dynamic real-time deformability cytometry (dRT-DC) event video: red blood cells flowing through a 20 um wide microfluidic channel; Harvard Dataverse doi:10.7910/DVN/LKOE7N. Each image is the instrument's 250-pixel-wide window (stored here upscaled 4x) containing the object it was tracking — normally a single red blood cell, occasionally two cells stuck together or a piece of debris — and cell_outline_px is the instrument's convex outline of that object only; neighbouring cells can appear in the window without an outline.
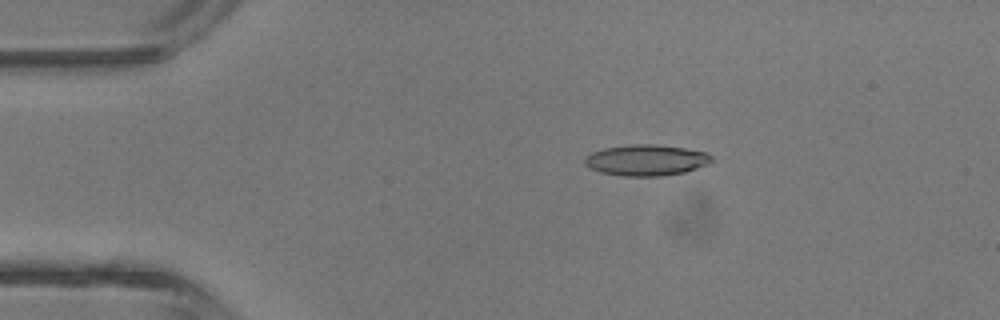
{"species": "common noctule bat (a hibernating species)", "species_latin": "Nyctalus noctula", "temperature_condition": "room temperature", "stored_images_in_passage": 3, "camera_frame_rate_fps": 3000, "um_per_image_px": 0.085, "animal": {"sex": "male", "body_mass_g": 13.3}, "frame": {"image": 1, "passage_image": 2, "time_ms": 1.0, "image_size_px": [1000, 320], "cell_outline_px": [[712, 160], [708, 164], [684, 172], [660, 176], [624, 176], [600, 172], [588, 168], [584, 164], [584, 156], [592, 152], [604, 148], [632, 144], [652, 144], [684, 148], [704, 152], [712, 156]], "centroid_in_image_um": [54.87, 13.61], "position_along_channel_um": 30.1, "area_um2": 22.89}}